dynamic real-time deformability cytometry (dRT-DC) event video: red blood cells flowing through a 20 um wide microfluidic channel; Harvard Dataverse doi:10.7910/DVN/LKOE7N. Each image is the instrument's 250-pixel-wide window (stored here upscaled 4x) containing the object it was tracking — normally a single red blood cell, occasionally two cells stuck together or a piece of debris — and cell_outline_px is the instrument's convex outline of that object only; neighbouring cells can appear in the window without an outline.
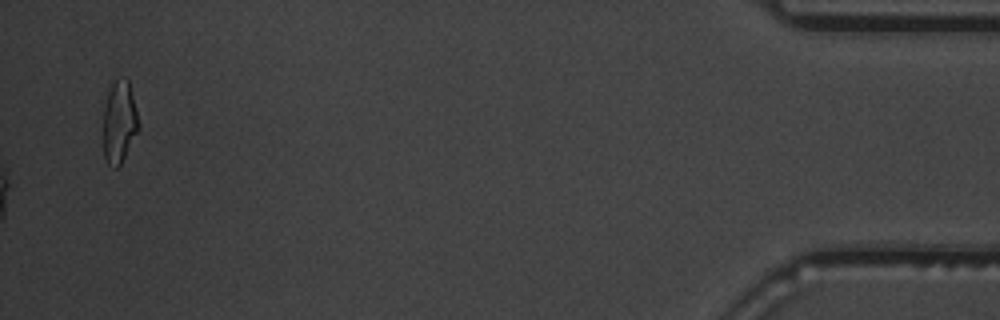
{"species": "common noctule bat (a hibernating species)", "species_latin": "Nyctalus noctula", "temperature_condition": "warm", "stored_images_in_passage": 44, "camera_frame_rate_fps": 3000, "um_per_image_px": 0.085, "animal": {"sex": "male", "body_mass_g": 19.5, "forearm_length_mm": 54.6}, "frame": {"image": 1, "passage_image": 44, "time_ms": 14.333, "image_size_px": [1000, 320], "cell_outline_px": [[140, 128], [120, 164], [116, 168], [112, 168], [108, 164], [104, 156], [104, 108], [108, 92], [112, 84], [116, 80], [128, 80], [140, 124]], "centroid_in_image_um": [10.15, 10.42], "position_along_channel_um": 425.1, "area_um2": 16.59}, "authors_computed_cell_mechanics": {"area_um2": 15.8372, "velocity_mm_per_s": 3.6662, "shape_relaxation_time_tau1_ms": 3.6872, "shape_relaxation_time_tau2_ms": 3.5473, "deformation_change_tau1": 0.134, "deformation_change_tau2": 0.0857}}